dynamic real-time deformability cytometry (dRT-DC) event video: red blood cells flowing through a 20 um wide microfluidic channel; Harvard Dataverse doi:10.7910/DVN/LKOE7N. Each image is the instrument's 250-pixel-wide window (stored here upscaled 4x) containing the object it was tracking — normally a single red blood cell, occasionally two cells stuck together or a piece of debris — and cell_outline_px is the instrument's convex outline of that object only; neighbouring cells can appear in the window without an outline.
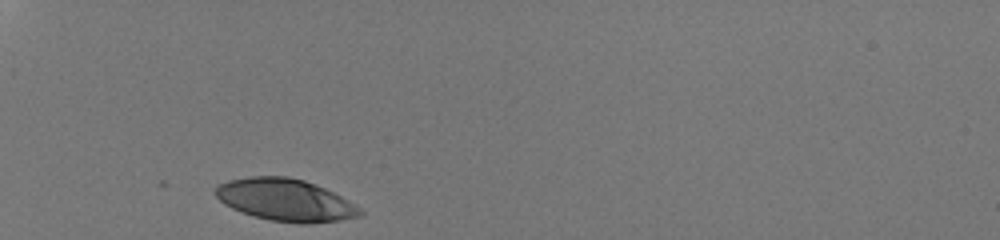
{"species": "human", "species_latin": "Homo sapiens", "temperature_condition": "room temperature", "stored_images_in_passage": 28, "camera_frame_rate_fps": 3000, "um_per_image_px": 0.085, "donor": {"sex": "male"}, "frame": {"image": 1, "passage_image": 1, "time_ms": 0.0, "image_size_px": [1000, 240], "cell_outline_px": [[364, 212], [360, 216], [340, 220], [308, 224], [300, 224], [268, 220], [232, 208], [224, 204], [216, 196], [216, 188], [220, 184], [228, 180], [252, 176], [288, 176], [304, 180], [324, 188], [348, 200], [360, 208]], "centroid_in_image_um": [24.28, 17.0], "position_along_channel_um": 60.7, "area_um2": 35.32}}
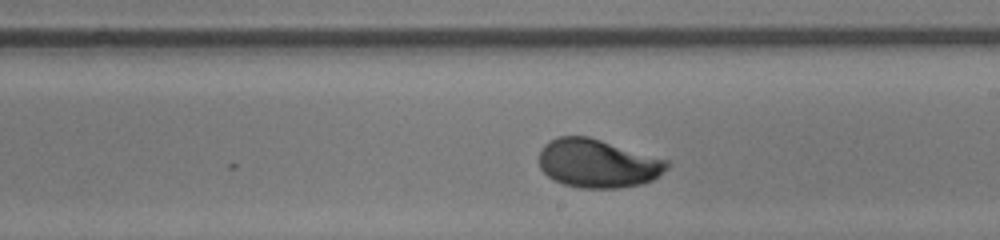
{"frame": {"image": 2, "passage_image": 16, "time_ms": 5.0, "image_size_px": [1000, 240], "cell_outline_px": [[672, 160], [668, 168], [652, 180], [640, 184], [620, 188], [580, 188], [564, 184], [552, 180], [540, 168], [540, 148], [544, 144], [560, 136], [588, 136]], "centroid_in_image_um": [50.84, 13.88], "position_along_channel_um": 238.2, "area_um2": 36.47}}
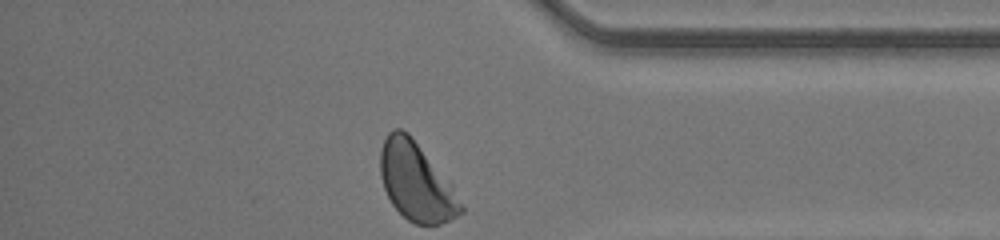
{"frame": {"image": 3, "passage_image": 28, "time_ms": 9.0, "image_size_px": [1000, 240], "cell_outline_px": [[464, 212], [440, 224], [416, 224], [408, 220], [392, 204], [384, 188], [380, 176], [380, 148], [388, 132], [396, 128], [400, 128], [408, 132], [452, 184], [464, 208]], "centroid_in_image_um": [35.37, 15.43], "position_along_channel_um": 399.8, "area_um2": 36.53}, "authors_computed_cell_mechanics": {"area_um2": 36.1539, "velocity_mm_per_s": 4.1909, "shape_relaxation_time_tau1_ms": 2.5939, "shape_relaxation_time_tau2_ms": 0.6239, "deformation_change_tau1": 0.1564, "deformation_change_tau2": 0.0424}}